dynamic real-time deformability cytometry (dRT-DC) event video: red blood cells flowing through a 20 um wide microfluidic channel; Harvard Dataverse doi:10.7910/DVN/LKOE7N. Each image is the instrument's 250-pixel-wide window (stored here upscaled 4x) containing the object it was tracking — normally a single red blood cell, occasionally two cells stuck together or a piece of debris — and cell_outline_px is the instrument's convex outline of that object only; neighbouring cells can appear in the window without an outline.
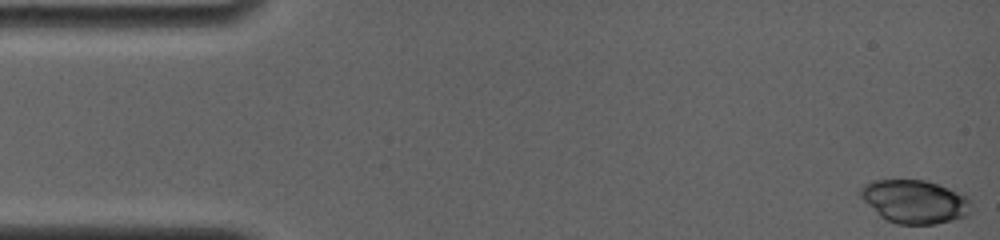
{"species": "common noctule bat (a hibernating species)", "species_latin": "Nyctalus noctula", "temperature_condition": "room temperature", "stored_images_in_passage": 32, "camera_frame_rate_fps": 4000, "um_per_image_px": 0.085, "animal": {"sex": "female", "body_mass_g": 19.0, "forearm_length_mm": 56.7}, "frame": {"image": 1, "passage_image": 1, "time_ms": 0.0, "image_size_px": [1000, 240], "cell_outline_px": [[972, 212], [968, 216], [936, 224], [896, 224], [880, 216], [860, 196], [860, 188], [864, 184], [872, 180], [924, 180], [964, 192], [972, 200]], "centroid_in_image_um": [77.83, 17.13], "position_along_channel_um": 7.2, "area_um2": 28.38}}
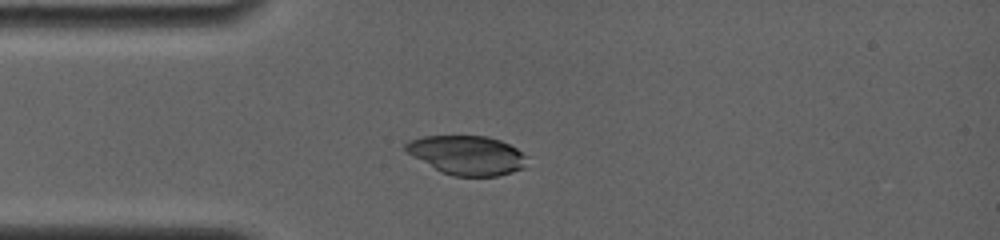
{"frame": {"image": 2, "passage_image": 21, "time_ms": 4.0, "image_size_px": [1000, 240], "cell_outline_px": [[528, 156], [524, 168], [512, 172], [496, 176], [452, 176], [440, 172], [408, 152], [404, 148], [404, 144], [408, 140], [424, 136], [488, 136], [500, 140], [516, 148]], "centroid_in_image_um": [39.72, 13.19], "position_along_channel_um": 45.3, "area_um2": 27.63}}
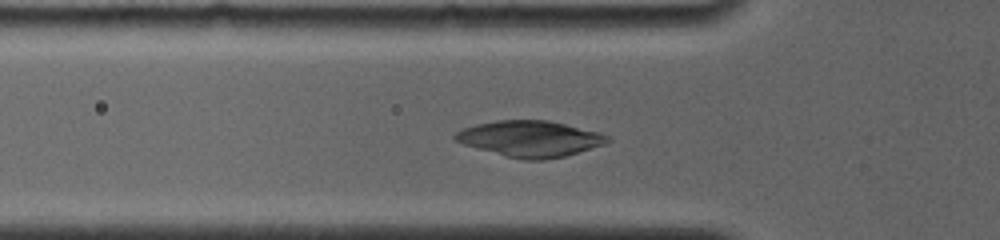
{"frame": {"image": 3, "passage_image": 28, "time_ms": 5.25, "image_size_px": [1000, 240], "cell_outline_px": [[612, 140], [604, 144], [564, 156], [544, 160], [524, 160], [504, 156], [464, 144], [456, 140], [452, 136], [456, 132], [464, 128], [476, 124], [496, 120], [548, 120], [600, 132], [608, 136]], "centroid_in_image_um": [45.06, 11.79], "position_along_channel_um": 80.7, "area_um2": 31.79}}